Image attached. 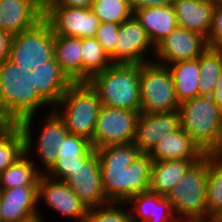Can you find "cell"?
<instances>
[{"instance_id":"38","label":"cell","mask_w":222,"mask_h":222,"mask_svg":"<svg viewBox=\"0 0 222 222\" xmlns=\"http://www.w3.org/2000/svg\"><path fill=\"white\" fill-rule=\"evenodd\" d=\"M174 0H128L131 9L134 11L145 7L170 6Z\"/></svg>"},{"instance_id":"19","label":"cell","mask_w":222,"mask_h":222,"mask_svg":"<svg viewBox=\"0 0 222 222\" xmlns=\"http://www.w3.org/2000/svg\"><path fill=\"white\" fill-rule=\"evenodd\" d=\"M126 204L131 205L132 222H179L168 198L150 190L133 195Z\"/></svg>"},{"instance_id":"20","label":"cell","mask_w":222,"mask_h":222,"mask_svg":"<svg viewBox=\"0 0 222 222\" xmlns=\"http://www.w3.org/2000/svg\"><path fill=\"white\" fill-rule=\"evenodd\" d=\"M149 155L153 161L180 159L193 160L195 163L206 156L181 127L164 135Z\"/></svg>"},{"instance_id":"37","label":"cell","mask_w":222,"mask_h":222,"mask_svg":"<svg viewBox=\"0 0 222 222\" xmlns=\"http://www.w3.org/2000/svg\"><path fill=\"white\" fill-rule=\"evenodd\" d=\"M93 0H44V6H63L69 8H90Z\"/></svg>"},{"instance_id":"11","label":"cell","mask_w":222,"mask_h":222,"mask_svg":"<svg viewBox=\"0 0 222 222\" xmlns=\"http://www.w3.org/2000/svg\"><path fill=\"white\" fill-rule=\"evenodd\" d=\"M44 18L55 36L95 37L100 20L90 8L44 6Z\"/></svg>"},{"instance_id":"31","label":"cell","mask_w":222,"mask_h":222,"mask_svg":"<svg viewBox=\"0 0 222 222\" xmlns=\"http://www.w3.org/2000/svg\"><path fill=\"white\" fill-rule=\"evenodd\" d=\"M25 154V139L18 124H9L0 132V173Z\"/></svg>"},{"instance_id":"22","label":"cell","mask_w":222,"mask_h":222,"mask_svg":"<svg viewBox=\"0 0 222 222\" xmlns=\"http://www.w3.org/2000/svg\"><path fill=\"white\" fill-rule=\"evenodd\" d=\"M215 5L213 0H174L178 26L208 38Z\"/></svg>"},{"instance_id":"1","label":"cell","mask_w":222,"mask_h":222,"mask_svg":"<svg viewBox=\"0 0 222 222\" xmlns=\"http://www.w3.org/2000/svg\"><path fill=\"white\" fill-rule=\"evenodd\" d=\"M96 151L108 202H127L133 195L149 190L153 159L141 153L134 142L108 145Z\"/></svg>"},{"instance_id":"28","label":"cell","mask_w":222,"mask_h":222,"mask_svg":"<svg viewBox=\"0 0 222 222\" xmlns=\"http://www.w3.org/2000/svg\"><path fill=\"white\" fill-rule=\"evenodd\" d=\"M30 157L31 155L29 156L25 153L0 173L1 190L21 186H38V181L43 171L38 168V165Z\"/></svg>"},{"instance_id":"9","label":"cell","mask_w":222,"mask_h":222,"mask_svg":"<svg viewBox=\"0 0 222 222\" xmlns=\"http://www.w3.org/2000/svg\"><path fill=\"white\" fill-rule=\"evenodd\" d=\"M49 112L50 113H46V115H49L43 119L44 123L41 124L42 128L40 127L39 129L38 137H35V135L33 137L32 133L34 129L32 126L35 122V115L28 116L17 123L24 135L25 153L30 155L35 149V154L38 155L37 158L42 163L44 174L56 162L63 139L69 133L64 121L58 116V114L53 109L49 110ZM33 138L37 139V141L34 142Z\"/></svg>"},{"instance_id":"23","label":"cell","mask_w":222,"mask_h":222,"mask_svg":"<svg viewBox=\"0 0 222 222\" xmlns=\"http://www.w3.org/2000/svg\"><path fill=\"white\" fill-rule=\"evenodd\" d=\"M94 150L85 137L68 133L60 146L56 162L45 174L64 181L77 167L79 159H86Z\"/></svg>"},{"instance_id":"44","label":"cell","mask_w":222,"mask_h":222,"mask_svg":"<svg viewBox=\"0 0 222 222\" xmlns=\"http://www.w3.org/2000/svg\"><path fill=\"white\" fill-rule=\"evenodd\" d=\"M19 222H40V219L39 218H32V219H28V220L19 221Z\"/></svg>"},{"instance_id":"10","label":"cell","mask_w":222,"mask_h":222,"mask_svg":"<svg viewBox=\"0 0 222 222\" xmlns=\"http://www.w3.org/2000/svg\"><path fill=\"white\" fill-rule=\"evenodd\" d=\"M140 112L101 105L90 141L92 147L96 150L108 145L134 142Z\"/></svg>"},{"instance_id":"41","label":"cell","mask_w":222,"mask_h":222,"mask_svg":"<svg viewBox=\"0 0 222 222\" xmlns=\"http://www.w3.org/2000/svg\"><path fill=\"white\" fill-rule=\"evenodd\" d=\"M212 155L220 162H222V138L218 148L212 153Z\"/></svg>"},{"instance_id":"34","label":"cell","mask_w":222,"mask_h":222,"mask_svg":"<svg viewBox=\"0 0 222 222\" xmlns=\"http://www.w3.org/2000/svg\"><path fill=\"white\" fill-rule=\"evenodd\" d=\"M127 206L126 202H108L99 207L89 208L85 222H132Z\"/></svg>"},{"instance_id":"33","label":"cell","mask_w":222,"mask_h":222,"mask_svg":"<svg viewBox=\"0 0 222 222\" xmlns=\"http://www.w3.org/2000/svg\"><path fill=\"white\" fill-rule=\"evenodd\" d=\"M90 9L99 18L100 22L121 24L133 17L128 0H93Z\"/></svg>"},{"instance_id":"16","label":"cell","mask_w":222,"mask_h":222,"mask_svg":"<svg viewBox=\"0 0 222 222\" xmlns=\"http://www.w3.org/2000/svg\"><path fill=\"white\" fill-rule=\"evenodd\" d=\"M44 18V0H0V29L18 35Z\"/></svg>"},{"instance_id":"17","label":"cell","mask_w":222,"mask_h":222,"mask_svg":"<svg viewBox=\"0 0 222 222\" xmlns=\"http://www.w3.org/2000/svg\"><path fill=\"white\" fill-rule=\"evenodd\" d=\"M179 127L178 110L166 113L140 112L134 143L141 153L149 154L164 135L176 131Z\"/></svg>"},{"instance_id":"26","label":"cell","mask_w":222,"mask_h":222,"mask_svg":"<svg viewBox=\"0 0 222 222\" xmlns=\"http://www.w3.org/2000/svg\"><path fill=\"white\" fill-rule=\"evenodd\" d=\"M194 163L180 159L153 161L149 190L166 196Z\"/></svg>"},{"instance_id":"3","label":"cell","mask_w":222,"mask_h":222,"mask_svg":"<svg viewBox=\"0 0 222 222\" xmlns=\"http://www.w3.org/2000/svg\"><path fill=\"white\" fill-rule=\"evenodd\" d=\"M141 64H112L92 76L87 83L97 93L101 105L140 111Z\"/></svg>"},{"instance_id":"36","label":"cell","mask_w":222,"mask_h":222,"mask_svg":"<svg viewBox=\"0 0 222 222\" xmlns=\"http://www.w3.org/2000/svg\"><path fill=\"white\" fill-rule=\"evenodd\" d=\"M209 47L222 51V2H216L212 27L207 38Z\"/></svg>"},{"instance_id":"13","label":"cell","mask_w":222,"mask_h":222,"mask_svg":"<svg viewBox=\"0 0 222 222\" xmlns=\"http://www.w3.org/2000/svg\"><path fill=\"white\" fill-rule=\"evenodd\" d=\"M64 182L88 209L108 203L103 190L101 167L96 150L86 159H79V164Z\"/></svg>"},{"instance_id":"35","label":"cell","mask_w":222,"mask_h":222,"mask_svg":"<svg viewBox=\"0 0 222 222\" xmlns=\"http://www.w3.org/2000/svg\"><path fill=\"white\" fill-rule=\"evenodd\" d=\"M120 24L100 22L95 38L110 57L115 52Z\"/></svg>"},{"instance_id":"6","label":"cell","mask_w":222,"mask_h":222,"mask_svg":"<svg viewBox=\"0 0 222 222\" xmlns=\"http://www.w3.org/2000/svg\"><path fill=\"white\" fill-rule=\"evenodd\" d=\"M208 154L194 163L166 195L179 222H206Z\"/></svg>"},{"instance_id":"46","label":"cell","mask_w":222,"mask_h":222,"mask_svg":"<svg viewBox=\"0 0 222 222\" xmlns=\"http://www.w3.org/2000/svg\"><path fill=\"white\" fill-rule=\"evenodd\" d=\"M213 1H215V2H222V0H213Z\"/></svg>"},{"instance_id":"29","label":"cell","mask_w":222,"mask_h":222,"mask_svg":"<svg viewBox=\"0 0 222 222\" xmlns=\"http://www.w3.org/2000/svg\"><path fill=\"white\" fill-rule=\"evenodd\" d=\"M222 214V162L208 154L206 222Z\"/></svg>"},{"instance_id":"24","label":"cell","mask_w":222,"mask_h":222,"mask_svg":"<svg viewBox=\"0 0 222 222\" xmlns=\"http://www.w3.org/2000/svg\"><path fill=\"white\" fill-rule=\"evenodd\" d=\"M133 16L144 27L154 47L178 26L173 5L141 8Z\"/></svg>"},{"instance_id":"15","label":"cell","mask_w":222,"mask_h":222,"mask_svg":"<svg viewBox=\"0 0 222 222\" xmlns=\"http://www.w3.org/2000/svg\"><path fill=\"white\" fill-rule=\"evenodd\" d=\"M38 203L43 199L46 206L61 217L85 222L88 208L72 191L67 183L42 173L38 181ZM45 200V201H44Z\"/></svg>"},{"instance_id":"12","label":"cell","mask_w":222,"mask_h":222,"mask_svg":"<svg viewBox=\"0 0 222 222\" xmlns=\"http://www.w3.org/2000/svg\"><path fill=\"white\" fill-rule=\"evenodd\" d=\"M209 47L205 36L177 26L155 46L152 61L168 65L197 59Z\"/></svg>"},{"instance_id":"7","label":"cell","mask_w":222,"mask_h":222,"mask_svg":"<svg viewBox=\"0 0 222 222\" xmlns=\"http://www.w3.org/2000/svg\"><path fill=\"white\" fill-rule=\"evenodd\" d=\"M55 35L43 18L35 26L13 36L8 60L25 70H34L54 58Z\"/></svg>"},{"instance_id":"43","label":"cell","mask_w":222,"mask_h":222,"mask_svg":"<svg viewBox=\"0 0 222 222\" xmlns=\"http://www.w3.org/2000/svg\"><path fill=\"white\" fill-rule=\"evenodd\" d=\"M210 222H222V214L214 217Z\"/></svg>"},{"instance_id":"25","label":"cell","mask_w":222,"mask_h":222,"mask_svg":"<svg viewBox=\"0 0 222 222\" xmlns=\"http://www.w3.org/2000/svg\"><path fill=\"white\" fill-rule=\"evenodd\" d=\"M54 58L73 82H82V38L55 36Z\"/></svg>"},{"instance_id":"18","label":"cell","mask_w":222,"mask_h":222,"mask_svg":"<svg viewBox=\"0 0 222 222\" xmlns=\"http://www.w3.org/2000/svg\"><path fill=\"white\" fill-rule=\"evenodd\" d=\"M38 186H21L1 190V217L3 222H19L32 218L43 221L38 209Z\"/></svg>"},{"instance_id":"45","label":"cell","mask_w":222,"mask_h":222,"mask_svg":"<svg viewBox=\"0 0 222 222\" xmlns=\"http://www.w3.org/2000/svg\"><path fill=\"white\" fill-rule=\"evenodd\" d=\"M0 222H3L2 217H1V199H0Z\"/></svg>"},{"instance_id":"5","label":"cell","mask_w":222,"mask_h":222,"mask_svg":"<svg viewBox=\"0 0 222 222\" xmlns=\"http://www.w3.org/2000/svg\"><path fill=\"white\" fill-rule=\"evenodd\" d=\"M101 101L87 82L72 83L52 108L64 121L70 134L91 141L95 131Z\"/></svg>"},{"instance_id":"27","label":"cell","mask_w":222,"mask_h":222,"mask_svg":"<svg viewBox=\"0 0 222 222\" xmlns=\"http://www.w3.org/2000/svg\"><path fill=\"white\" fill-rule=\"evenodd\" d=\"M174 82L175 95L179 103L199 96V60L193 59L166 65Z\"/></svg>"},{"instance_id":"42","label":"cell","mask_w":222,"mask_h":222,"mask_svg":"<svg viewBox=\"0 0 222 222\" xmlns=\"http://www.w3.org/2000/svg\"><path fill=\"white\" fill-rule=\"evenodd\" d=\"M10 123L0 113V132H2Z\"/></svg>"},{"instance_id":"40","label":"cell","mask_w":222,"mask_h":222,"mask_svg":"<svg viewBox=\"0 0 222 222\" xmlns=\"http://www.w3.org/2000/svg\"><path fill=\"white\" fill-rule=\"evenodd\" d=\"M211 98L217 104V106L222 110V71L218 76L215 88L211 94Z\"/></svg>"},{"instance_id":"2","label":"cell","mask_w":222,"mask_h":222,"mask_svg":"<svg viewBox=\"0 0 222 222\" xmlns=\"http://www.w3.org/2000/svg\"><path fill=\"white\" fill-rule=\"evenodd\" d=\"M49 104L38 94L31 81L30 70L6 59L0 64V113L10 124L36 115Z\"/></svg>"},{"instance_id":"8","label":"cell","mask_w":222,"mask_h":222,"mask_svg":"<svg viewBox=\"0 0 222 222\" xmlns=\"http://www.w3.org/2000/svg\"><path fill=\"white\" fill-rule=\"evenodd\" d=\"M139 92L143 113H166L178 110L174 82L167 66L154 61L140 66Z\"/></svg>"},{"instance_id":"39","label":"cell","mask_w":222,"mask_h":222,"mask_svg":"<svg viewBox=\"0 0 222 222\" xmlns=\"http://www.w3.org/2000/svg\"><path fill=\"white\" fill-rule=\"evenodd\" d=\"M13 36L0 29V64L8 59Z\"/></svg>"},{"instance_id":"4","label":"cell","mask_w":222,"mask_h":222,"mask_svg":"<svg viewBox=\"0 0 222 222\" xmlns=\"http://www.w3.org/2000/svg\"><path fill=\"white\" fill-rule=\"evenodd\" d=\"M180 127L207 155L212 154L222 138V110L211 96H198L178 106Z\"/></svg>"},{"instance_id":"32","label":"cell","mask_w":222,"mask_h":222,"mask_svg":"<svg viewBox=\"0 0 222 222\" xmlns=\"http://www.w3.org/2000/svg\"><path fill=\"white\" fill-rule=\"evenodd\" d=\"M198 60L200 67L199 96H211L222 71V51L208 47Z\"/></svg>"},{"instance_id":"30","label":"cell","mask_w":222,"mask_h":222,"mask_svg":"<svg viewBox=\"0 0 222 222\" xmlns=\"http://www.w3.org/2000/svg\"><path fill=\"white\" fill-rule=\"evenodd\" d=\"M108 54L95 37L82 38V82L111 66Z\"/></svg>"},{"instance_id":"14","label":"cell","mask_w":222,"mask_h":222,"mask_svg":"<svg viewBox=\"0 0 222 222\" xmlns=\"http://www.w3.org/2000/svg\"><path fill=\"white\" fill-rule=\"evenodd\" d=\"M152 51L154 55V45L144 27L133 16L120 24L115 52L110 59L113 64H143L153 60L147 58Z\"/></svg>"},{"instance_id":"21","label":"cell","mask_w":222,"mask_h":222,"mask_svg":"<svg viewBox=\"0 0 222 222\" xmlns=\"http://www.w3.org/2000/svg\"><path fill=\"white\" fill-rule=\"evenodd\" d=\"M32 85L38 94L52 107H54L67 88L73 83L61 70L55 58L51 61L30 70Z\"/></svg>"}]
</instances>
